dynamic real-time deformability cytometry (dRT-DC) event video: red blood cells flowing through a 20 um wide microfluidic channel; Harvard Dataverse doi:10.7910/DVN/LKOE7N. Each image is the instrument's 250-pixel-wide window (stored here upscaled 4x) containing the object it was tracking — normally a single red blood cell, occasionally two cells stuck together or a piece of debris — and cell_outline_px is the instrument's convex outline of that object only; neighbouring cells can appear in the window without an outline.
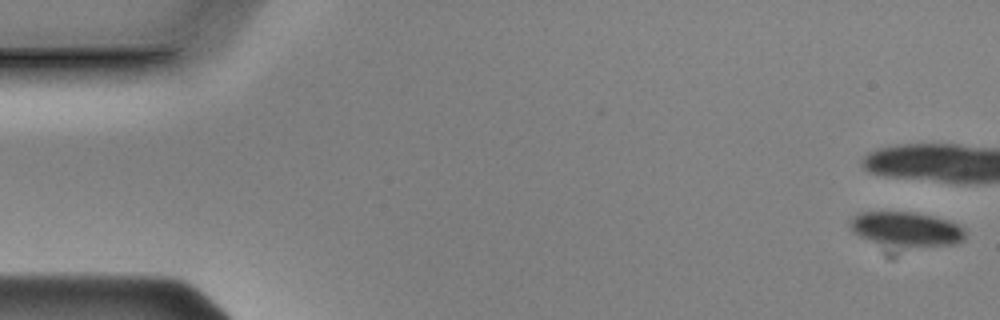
{"species": "Egyptian fruit bat (a non-hibernating species)", "species_latin": "Rousettus aegyptiacus", "temperature_condition": "cold", "stored_images_in_passage": 11, "camera_frame_rate_fps": 3000, "um_per_image_px": 0.085, "animal": {"sex": "male"}, "frame": {"image": 1, "passage_image": 1, "time_ms": 0.0, "image_size_px": [1000, 320], "cell_outline_px": [[964, 240], [956, 244], [908, 248], [868, 240], [852, 232], [852, 220], [860, 212], [912, 212], [932, 216], [948, 220], [964, 228]], "centroid_in_image_um": [77.09, 19.49], "position_along_channel_um": 7.9, "area_um2": 22.95}}